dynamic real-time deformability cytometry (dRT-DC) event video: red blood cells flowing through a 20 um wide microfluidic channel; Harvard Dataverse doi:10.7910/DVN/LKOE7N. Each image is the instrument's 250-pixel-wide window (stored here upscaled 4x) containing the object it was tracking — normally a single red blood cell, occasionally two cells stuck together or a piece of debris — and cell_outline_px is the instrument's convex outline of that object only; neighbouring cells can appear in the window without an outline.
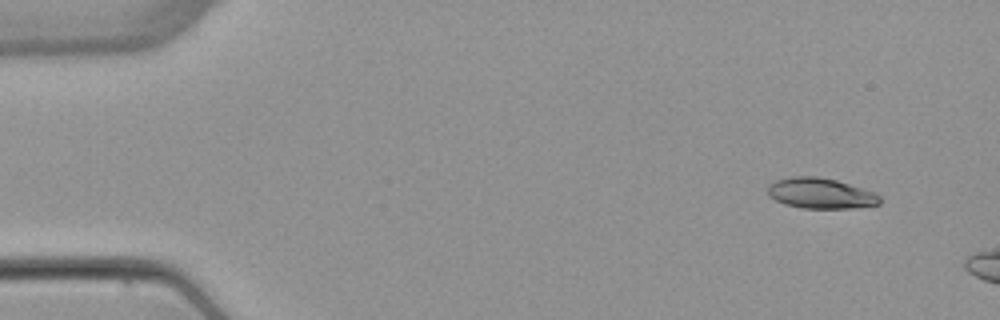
{"species": "common noctule bat (a hibernating species)", "species_latin": "Nyctalus noctula", "temperature_condition": "warm", "stored_images_in_passage": 3, "camera_frame_rate_fps": 3000, "um_per_image_px": 0.085, "animal": {"sex": "female", "body_mass_g": 22.7, "forearm_length_mm": 54.2}, "frame": {"image": 1, "passage_image": 1, "time_ms": 0.0, "image_size_px": [1000, 320], "cell_outline_px": [[880, 204], [852, 208], [804, 208], [784, 204], [768, 196], [768, 184], [776, 180], [792, 176], [816, 176], [836, 180], [876, 192], [880, 196]], "centroid_in_image_um": [69.75, 16.43], "position_along_channel_um": 15.3, "area_um2": 20.0}}